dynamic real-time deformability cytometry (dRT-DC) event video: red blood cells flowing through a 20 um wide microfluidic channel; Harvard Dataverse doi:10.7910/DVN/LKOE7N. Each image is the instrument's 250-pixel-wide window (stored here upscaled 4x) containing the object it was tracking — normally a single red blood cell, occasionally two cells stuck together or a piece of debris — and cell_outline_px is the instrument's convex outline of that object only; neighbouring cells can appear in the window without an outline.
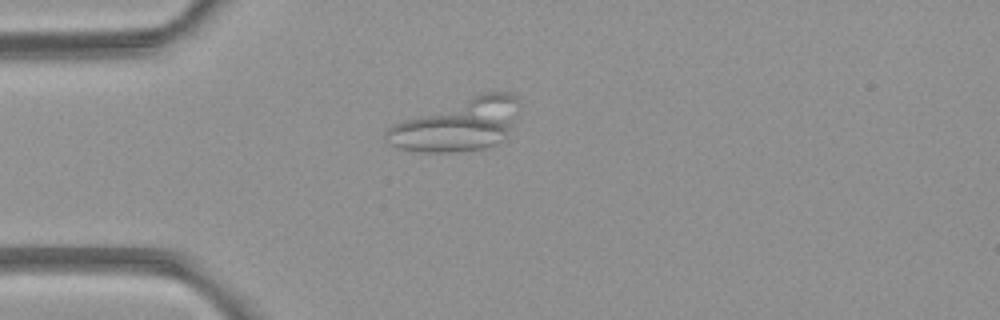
{"species": "common noctule bat (a hibernating species)", "species_latin": "Nyctalus noctula", "temperature_condition": "room temperature", "stored_images_in_passage": 5, "camera_frame_rate_fps": 3000, "um_per_image_px": 0.085, "animal": {"sex": "female", "body_mass_g": 21.9}, "frame": {"image": 1, "passage_image": 5, "time_ms": 4.667, "image_size_px": [1000, 320], "cell_outline_px": [[520, 104], [504, 136], [496, 144], [484, 148], [452, 152], [420, 152], [396, 148], [388, 144], [384, 140], [384, 132], [392, 124], [484, 92], [508, 92], [516, 96]], "centroid_in_image_um": [38.83, 10.63], "position_along_channel_um": 46.2, "area_um2": 39.54}}